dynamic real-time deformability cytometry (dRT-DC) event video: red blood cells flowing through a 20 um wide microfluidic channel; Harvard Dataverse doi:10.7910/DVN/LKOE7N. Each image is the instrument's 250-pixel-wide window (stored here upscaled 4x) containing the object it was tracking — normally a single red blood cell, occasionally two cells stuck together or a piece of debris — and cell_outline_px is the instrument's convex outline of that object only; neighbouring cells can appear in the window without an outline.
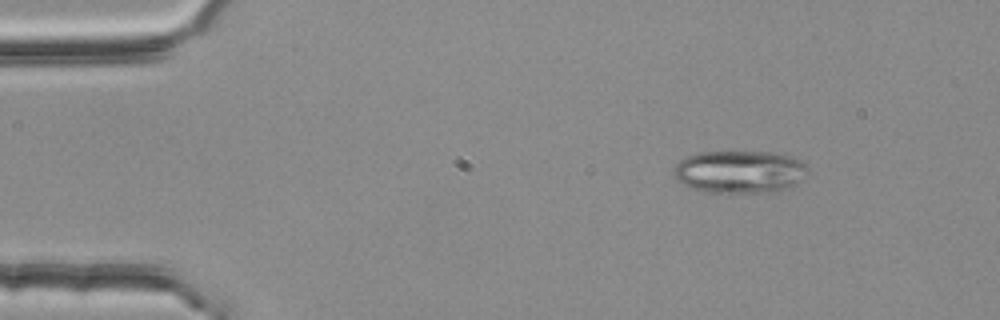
{"species": "common noctule bat (a hibernating species)", "species_latin": "Nyctalus noctula", "temperature_condition": "room temperature", "stored_images_in_passage": 4, "camera_frame_rate_fps": 3000, "um_per_image_px": 0.085, "animal": {"sex": "female", "body_mass_g": 25.1}, "frame": {"image": 1, "passage_image": 4, "time_ms": 1.0, "image_size_px": [1000, 320], "cell_outline_px": [[804, 180], [796, 184], [784, 188], [768, 192], [728, 196], [704, 192], [692, 188], [684, 184], [676, 176], [672, 168], [680, 160], [688, 156], [700, 152], [780, 152], [792, 156], [800, 160], [804, 164]], "centroid_in_image_um": [62.85, 14.63], "position_along_channel_um": 22.1, "area_um2": 33.93}}